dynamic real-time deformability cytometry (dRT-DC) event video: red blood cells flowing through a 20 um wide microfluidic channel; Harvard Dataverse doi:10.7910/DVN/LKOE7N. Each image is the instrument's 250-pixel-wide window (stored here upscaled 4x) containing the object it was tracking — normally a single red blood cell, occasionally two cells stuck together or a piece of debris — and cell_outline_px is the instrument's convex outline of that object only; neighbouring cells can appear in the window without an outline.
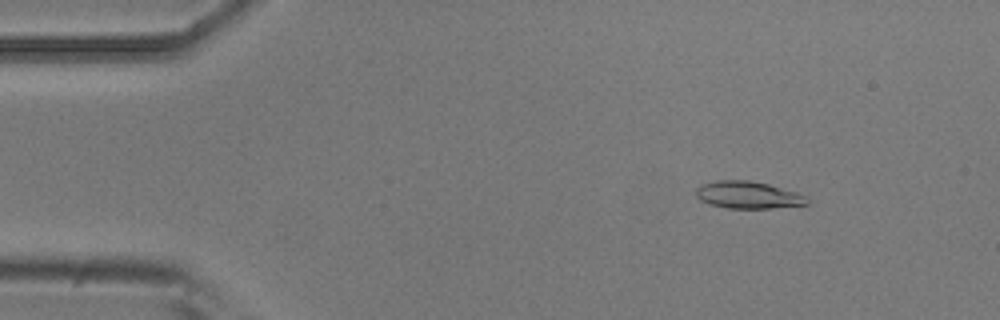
{"species": "common noctule bat (a hibernating species)", "species_latin": "Nyctalus noctula", "temperature_condition": "room temperature", "stored_images_in_passage": 3, "camera_frame_rate_fps": 3000, "um_per_image_px": 0.085, "animal": {"sex": "male", "body_mass_g": 20.5, "forearm_length_mm": 52.5}, "frame": {"image": 1, "passage_image": 1, "time_ms": 0.0, "image_size_px": [1000, 320], "cell_outline_px": [[808, 204], [772, 208], [728, 208], [708, 204], [700, 200], [696, 196], [696, 188], [700, 184], [716, 180], [748, 180], [768, 184], [796, 192], [804, 196], [808, 200]], "centroid_in_image_um": [63.53, 16.57], "position_along_channel_um": 21.5, "area_um2": 17.57}}